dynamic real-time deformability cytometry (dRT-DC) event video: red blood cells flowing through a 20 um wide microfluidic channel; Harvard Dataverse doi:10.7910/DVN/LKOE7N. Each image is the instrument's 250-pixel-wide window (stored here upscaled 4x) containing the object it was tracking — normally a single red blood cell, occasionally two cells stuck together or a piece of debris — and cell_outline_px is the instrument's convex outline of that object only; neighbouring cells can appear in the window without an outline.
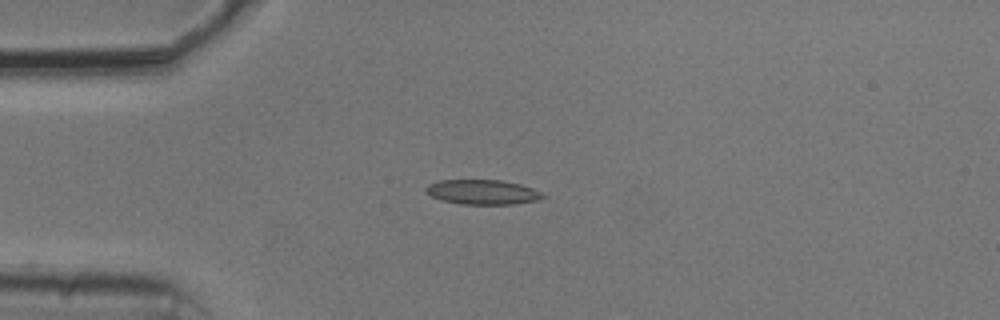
{"species": "common noctule bat (a hibernating species)", "species_latin": "Nyctalus noctula", "temperature_condition": "cold", "stored_images_in_passage": 41, "camera_frame_rate_fps": 3000, "um_per_image_px": 0.085, "animal": {"sex": "male", "body_mass_g": 20.5, "forearm_length_mm": 52.5}, "frame": {"image": 1, "passage_image": 1, "time_ms": 0.0, "image_size_px": [1000, 320], "cell_outline_px": [[548, 196], [536, 200], [516, 204], [460, 204], [444, 200], [432, 196], [424, 192], [424, 188], [428, 184], [440, 180], [500, 180], [520, 184], [532, 188]], "centroid_in_image_um": [41.01, 16.32], "position_along_channel_um": 44.0, "area_um2": 16.82}}
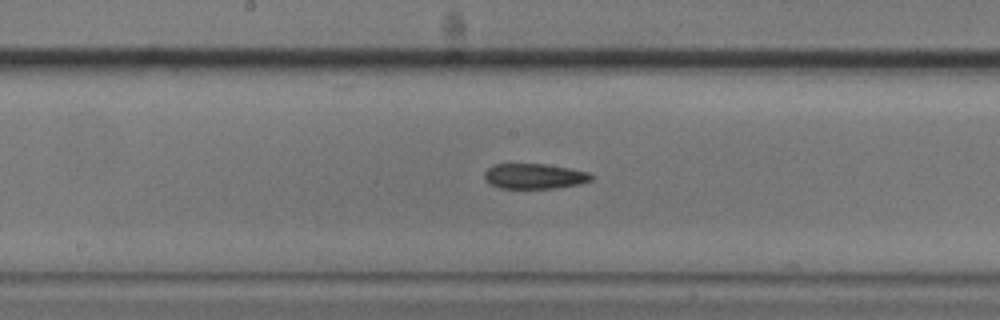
{"frame": {"image": 2, "passage_image": 15, "time_ms": 4.667, "image_size_px": [1000, 320], "cell_outline_px": [[596, 176], [592, 180], [580, 184], [556, 188], [500, 188], [488, 184], [484, 180], [484, 172], [492, 164], [544, 164], [572, 168], [588, 172]], "centroid_in_image_um": [45.43, 14.98], "position_along_channel_um": 202.8, "area_um2": 16.01}}
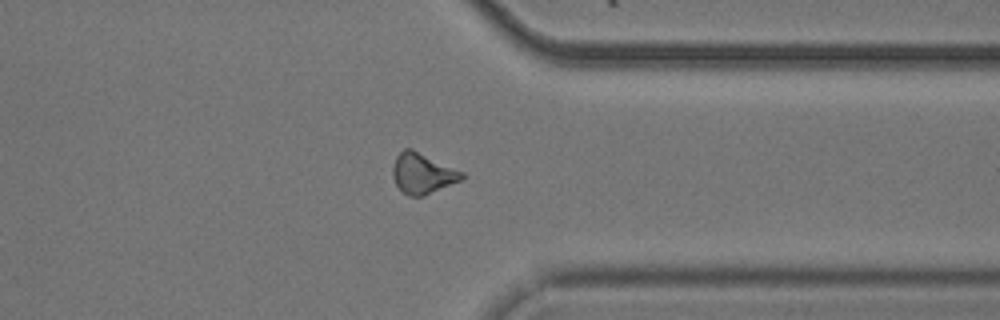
{"frame": {"image": 3, "passage_image": 29, "time_ms": 9.333, "image_size_px": [1000, 320], "cell_outline_px": [[464, 180], [424, 196], [408, 196], [396, 184], [392, 176], [392, 168], [396, 156], [404, 148], [412, 148], [464, 172]], "centroid_in_image_um": [35.94, 14.74], "position_along_channel_um": 375.5, "area_um2": 16.53}, "authors_computed_cell_mechanics": {"area_um2": 16.184, "velocity_mm_per_s": 3.7823, "shape_relaxation_time_tau1_ms": null, "shape_relaxation_time_tau2_ms": 6.7153, "deformation_change_tau1": null, "deformation_change_tau2": 0.1598}}